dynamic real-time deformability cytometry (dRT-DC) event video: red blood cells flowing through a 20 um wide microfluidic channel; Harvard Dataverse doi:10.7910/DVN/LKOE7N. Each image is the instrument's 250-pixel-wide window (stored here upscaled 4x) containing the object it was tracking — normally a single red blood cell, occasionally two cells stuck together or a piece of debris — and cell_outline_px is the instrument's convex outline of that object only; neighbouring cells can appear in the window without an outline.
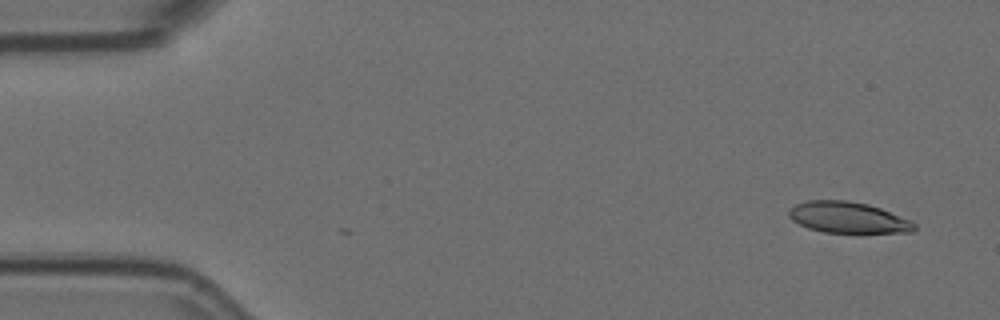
{"species": "Egyptian fruit bat (a non-hibernating species)", "species_latin": "Rousettus aegyptiacus", "temperature_condition": "room temperature", "stored_images_in_passage": 2, "camera_frame_rate_fps": 3000, "um_per_image_px": 0.085, "animal": {"sex": "female"}, "frame": {"image": 1, "passage_image": 2, "time_ms": 0.333, "image_size_px": [1000, 320], "cell_outline_px": [[916, 228], [912, 232], [824, 232], [808, 228], [792, 220], [788, 216], [788, 208], [796, 204], [808, 200], [844, 200], [868, 204], [880, 208], [912, 220], [916, 224]], "centroid_in_image_um": [72.07, 18.48], "position_along_channel_um": 12.9, "area_um2": 22.72}}